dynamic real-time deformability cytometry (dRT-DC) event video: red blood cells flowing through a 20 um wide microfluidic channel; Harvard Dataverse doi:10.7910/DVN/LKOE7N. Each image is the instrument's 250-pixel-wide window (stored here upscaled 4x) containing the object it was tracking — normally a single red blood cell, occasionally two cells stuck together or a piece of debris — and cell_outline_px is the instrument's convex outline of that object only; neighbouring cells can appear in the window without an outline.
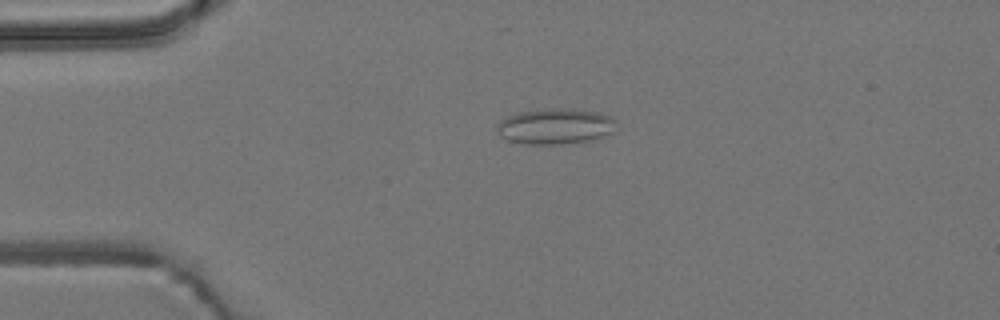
{"species": "common noctule bat (a hibernating species)", "species_latin": "Nyctalus noctula", "temperature_condition": "room temperature", "stored_images_in_passage": 48, "camera_frame_rate_fps": 3000, "um_per_image_px": 0.085, "animal": {"sex": "male", "body_mass_g": 19.2, "forearm_length_mm": 51.8}, "frame": {"image": 1, "passage_image": 6, "time_ms": 1.667, "image_size_px": [1000, 320], "cell_outline_px": [[616, 120], [612, 132], [604, 136], [592, 140], [564, 144], [524, 144], [508, 140], [500, 136], [496, 132], [496, 124], [500, 120], [516, 112], [552, 108], [576, 108], [596, 112], [608, 116]], "centroid_in_image_um": [47.15, 10.73], "position_along_channel_um": 37.8, "area_um2": 25.09}}
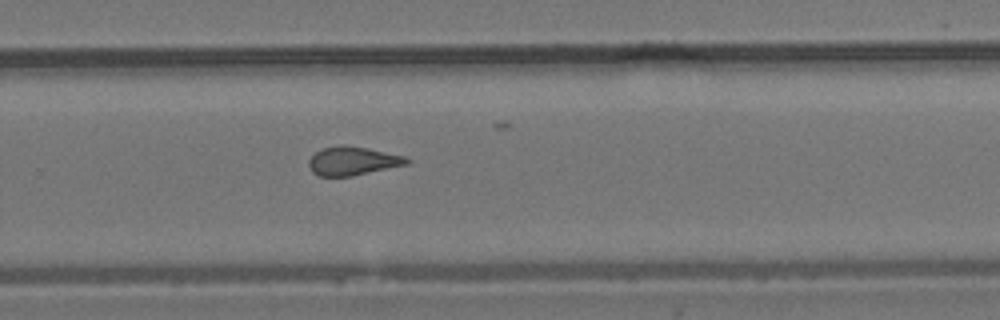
{"frame": {"image": 2, "passage_image": 29, "time_ms": 9.333, "image_size_px": [1000, 320], "cell_outline_px": [[408, 164], [352, 176], [320, 176], [312, 172], [308, 164], [308, 160], [316, 152], [324, 148], [340, 144], [344, 144], [368, 148], [404, 156], [408, 160]], "centroid_in_image_um": [29.95, 13.67], "position_along_channel_um": 299.9, "area_um2": 16.24}}
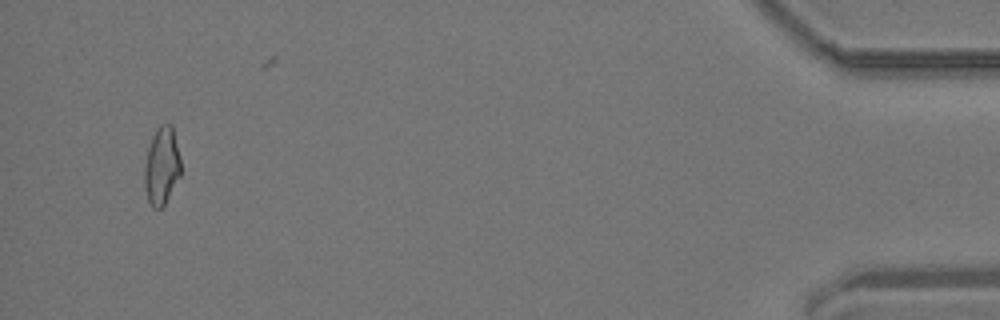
{"frame": {"image": 3, "passage_image": 45, "time_ms": 14.667, "image_size_px": [1000, 320], "cell_outline_px": [[180, 176], [164, 204], [160, 208], [152, 208], [148, 200], [144, 188], [144, 164], [148, 148], [152, 136], [156, 128], [160, 124], [172, 124], [180, 156]], "centroid_in_image_um": [13.73, 14.08], "position_along_channel_um": 421.5, "area_um2": 16.53}}